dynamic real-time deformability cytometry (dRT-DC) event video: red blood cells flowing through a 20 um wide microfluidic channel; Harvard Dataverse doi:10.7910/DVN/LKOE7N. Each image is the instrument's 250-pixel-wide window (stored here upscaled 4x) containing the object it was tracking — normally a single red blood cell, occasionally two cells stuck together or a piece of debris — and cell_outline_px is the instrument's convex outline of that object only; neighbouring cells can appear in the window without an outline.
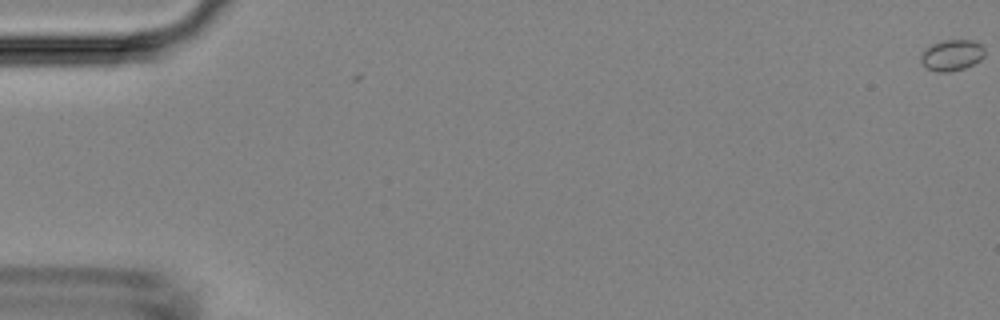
{"species": "Egyptian fruit bat (a non-hibernating species)", "species_latin": "Rousettus aegyptiacus", "temperature_condition": "room temperature", "stored_images_in_passage": 5, "camera_frame_rate_fps": 3000, "um_per_image_px": 0.085, "animal": {"sex": "female"}, "frame": {"image": 1, "passage_image": 1, "time_ms": 0.0, "image_size_px": [1000, 320], "cell_outline_px": [[984, 56], [980, 60], [964, 68], [948, 72], [936, 72], [928, 68], [920, 60], [920, 52], [932, 44], [944, 40], [972, 40], [984, 44]], "centroid_in_image_um": [80.91, 4.67], "position_along_channel_um": 4.1, "area_um2": 11.62}}
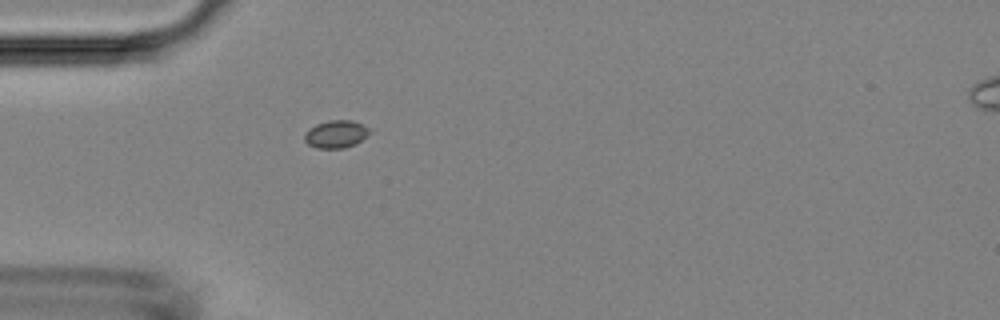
{"frame": {"image": 2, "passage_image": 5, "time_ms": 5.333, "image_size_px": [1000, 320], "cell_outline_px": [[368, 132], [356, 144], [344, 148], [316, 148], [308, 144], [304, 140], [304, 136], [308, 128], [316, 124], [328, 120], [352, 120], [368, 128]], "centroid_in_image_um": [28.49, 11.4], "position_along_channel_um": 56.5, "area_um2": 10.29}}